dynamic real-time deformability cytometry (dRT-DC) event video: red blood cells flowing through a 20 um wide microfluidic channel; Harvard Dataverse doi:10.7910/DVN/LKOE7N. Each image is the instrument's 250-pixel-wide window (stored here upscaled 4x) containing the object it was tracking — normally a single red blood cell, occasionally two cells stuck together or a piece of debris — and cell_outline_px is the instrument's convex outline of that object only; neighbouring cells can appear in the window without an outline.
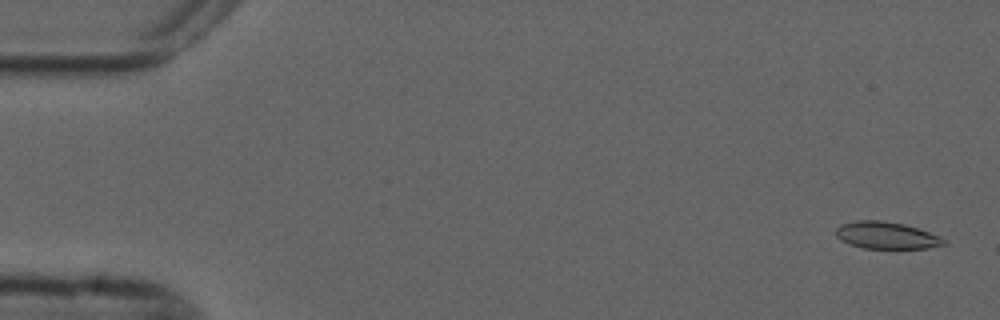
{"species": "common noctule bat (a hibernating species)", "species_latin": "Nyctalus noctula", "temperature_condition": "cold", "stored_images_in_passage": 4, "camera_frame_rate_fps": 3000, "um_per_image_px": 0.085, "animal": {"sex": "male", "forearm_length_mm": 52.5}, "frame": {"image": 1, "passage_image": 1, "time_ms": 0.0, "image_size_px": [1000, 320], "cell_outline_px": [[948, 244], [928, 248], [864, 248], [848, 244], [840, 240], [836, 236], [836, 228], [840, 224], [856, 220], [880, 220], [904, 224], [940, 236]], "centroid_in_image_um": [75.31, 20.0], "position_along_channel_um": 9.7, "area_um2": 16.99}}